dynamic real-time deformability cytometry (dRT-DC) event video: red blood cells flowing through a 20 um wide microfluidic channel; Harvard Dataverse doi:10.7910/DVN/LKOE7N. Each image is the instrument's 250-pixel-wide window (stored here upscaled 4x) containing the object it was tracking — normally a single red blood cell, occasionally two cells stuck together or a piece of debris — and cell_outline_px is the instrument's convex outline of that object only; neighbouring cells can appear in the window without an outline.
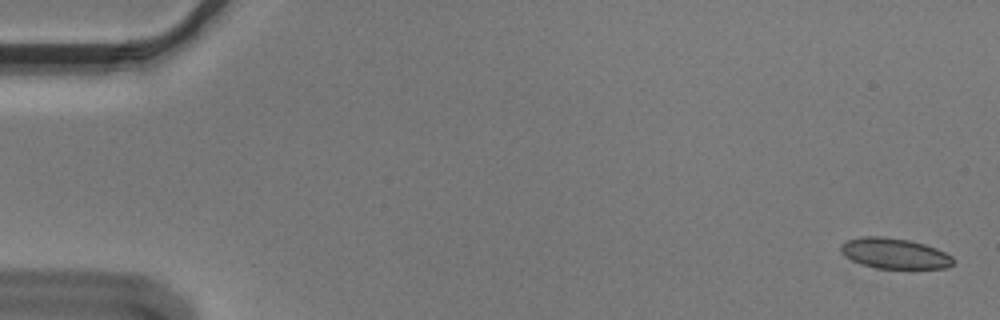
{"species": "Egyptian fruit bat (a non-hibernating species)", "species_latin": "Rousettus aegyptiacus", "temperature_condition": "cold", "stored_images_in_passage": 55, "camera_frame_rate_fps": 3000, "um_per_image_px": 0.085, "animal": {"sex": "male"}, "frame": {"image": 1, "passage_image": 2, "time_ms": 0.333, "image_size_px": [1000, 320], "cell_outline_px": [[956, 260], [952, 264], [944, 268], [876, 268], [860, 264], [852, 260], [840, 252], [840, 244], [848, 240], [864, 236], [884, 236], [908, 240], [924, 244], [936, 248], [952, 256]], "centroid_in_image_um": [76.02, 21.54], "position_along_channel_um": 9.0, "area_um2": 19.94}}
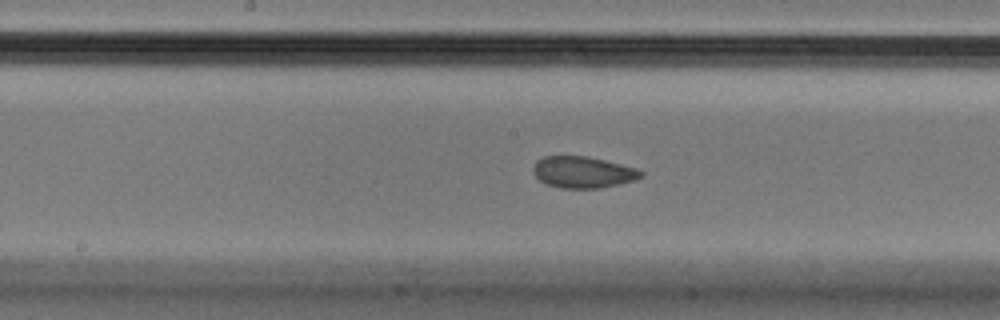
{"frame": {"image": 2, "passage_image": 29, "time_ms": 9.333, "image_size_px": [1000, 320], "cell_outline_px": [[644, 176], [620, 184], [600, 188], [560, 188], [548, 184], [540, 180], [532, 172], [532, 168], [536, 160], [544, 156], [588, 156], [636, 168], [644, 172]], "centroid_in_image_um": [49.53, 14.63], "position_along_channel_um": 198.7, "area_um2": 19.77}}
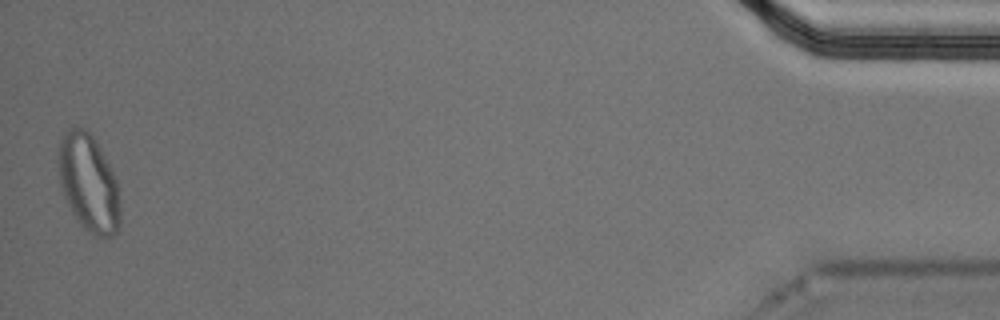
{"frame": {"image": 3, "passage_image": 55, "time_ms": 18.0, "image_size_px": [1000, 320], "cell_outline_px": [[120, 228], [108, 240], [96, 236], [88, 232], [80, 224], [72, 212], [64, 196], [60, 184], [56, 152], [60, 140], [64, 132], [68, 128], [84, 128], [92, 136], [100, 148], [112, 168], [116, 180], [120, 204]], "centroid_in_image_um": [7.53, 15.58], "position_along_channel_um": 427.7, "area_um2": 35.55}, "authors_computed_cell_mechanics": {"area_um2": 20.4612, "velocity_mm_per_s": 3.6377, "shape_relaxation_time_tau1_ms": null, "shape_relaxation_time_tau2_ms": 1.5329, "deformation_change_tau1": null, "deformation_change_tau2": 0.07}}